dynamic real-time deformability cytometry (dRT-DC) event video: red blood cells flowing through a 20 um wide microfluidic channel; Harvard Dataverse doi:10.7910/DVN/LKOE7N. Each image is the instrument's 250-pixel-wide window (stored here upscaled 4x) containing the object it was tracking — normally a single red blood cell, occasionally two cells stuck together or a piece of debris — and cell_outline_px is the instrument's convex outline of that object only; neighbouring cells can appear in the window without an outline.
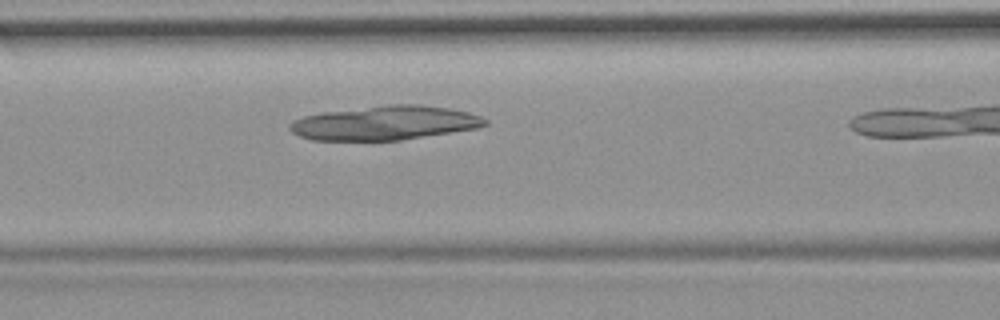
{"species": "common noctule bat (a hibernating species)", "species_latin": "Nyctalus noctula", "temperature_condition": "room temperature", "stored_images_in_passage": 10, "camera_frame_rate_fps": 3000, "um_per_image_px": 0.085, "animal": {"sex": "female", "body_mass_g": 19.9}, "frame": {"image": 1, "passage_image": 9, "time_ms": 2.667, "image_size_px": [1000, 320], "cell_outline_px": [[488, 124], [476, 128], [400, 140], [312, 140], [300, 136], [292, 132], [288, 128], [288, 124], [292, 120], [304, 116], [324, 112], [388, 104], [420, 104], [448, 108], [468, 112], [480, 116], [488, 120]], "centroid_in_image_um": [32.69, 10.44], "position_along_channel_um": 133.9, "area_um2": 38.73}}